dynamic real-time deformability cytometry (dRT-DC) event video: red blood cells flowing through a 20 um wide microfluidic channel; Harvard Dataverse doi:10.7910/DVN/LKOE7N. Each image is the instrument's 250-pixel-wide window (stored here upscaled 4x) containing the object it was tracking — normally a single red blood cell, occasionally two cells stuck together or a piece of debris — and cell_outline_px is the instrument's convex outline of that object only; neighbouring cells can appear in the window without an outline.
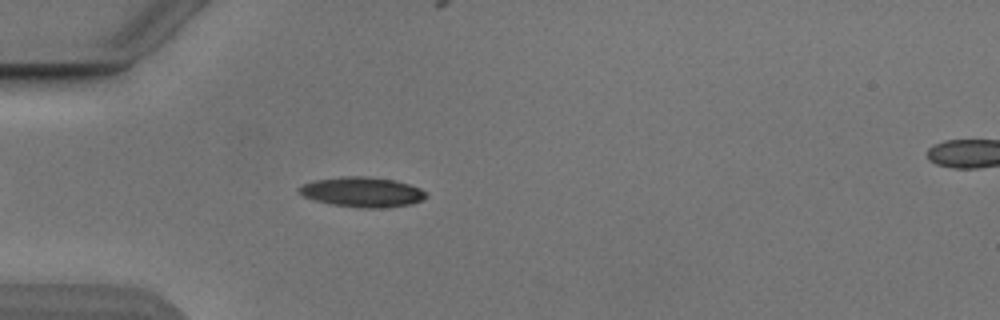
{"species": "Egyptian fruit bat (a non-hibernating species)", "species_latin": "Rousettus aegyptiacus", "temperature_condition": "cold", "stored_images_in_passage": 42, "camera_frame_rate_fps": 3000, "um_per_image_px": 0.085, "animal": {"sex": "male"}, "frame": {"image": 1, "passage_image": 7, "time_ms": 2.0, "image_size_px": [1000, 320], "cell_outline_px": [[428, 196], [424, 200], [412, 204], [384, 208], [364, 208], [332, 204], [316, 200], [304, 196], [296, 188], [304, 184], [316, 180], [344, 176], [364, 176], [392, 180], [408, 184], [420, 188]], "centroid_in_image_um": [30.83, 16.33], "position_along_channel_um": 54.2, "area_um2": 21.96}}
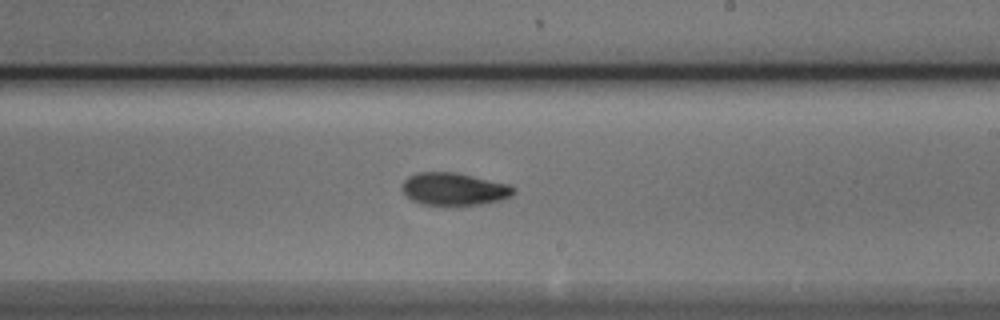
{"frame": {"image": 2, "passage_image": 23, "time_ms": 7.333, "image_size_px": [1000, 320], "cell_outline_px": [[516, 192], [512, 196], [500, 200], [484, 204], [456, 208], [444, 208], [424, 204], [412, 200], [400, 188], [404, 180], [408, 176], [416, 172], [456, 172], [508, 184], [516, 188]], "centroid_in_image_um": [38.6, 16.11], "position_along_channel_um": 250.4, "area_um2": 22.08}}
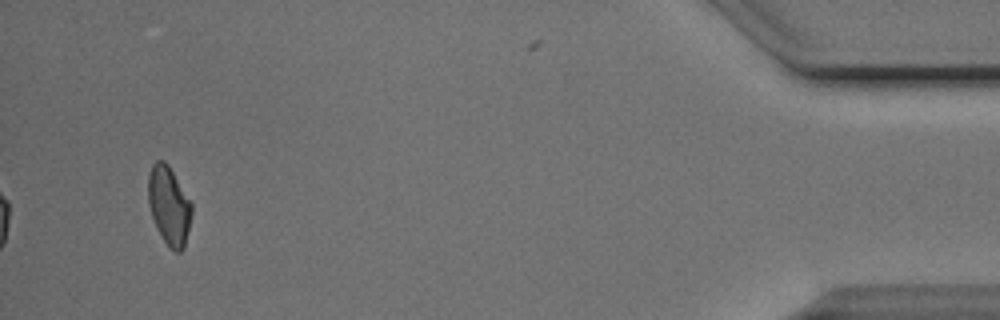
{"frame": {"image": 3, "passage_image": 42, "time_ms": 13.667, "image_size_px": [1000, 320], "cell_outline_px": [[192, 212], [184, 248], [180, 252], [176, 252], [168, 248], [156, 228], [148, 204], [148, 176], [152, 164], [156, 160], [164, 160], [168, 164], [192, 204]], "centroid_in_image_um": [14.35, 17.49], "position_along_channel_um": 420.9, "area_um2": 19.94}, "authors_computed_cell_mechanics": {"area_um2": 20.5479, "velocity_mm_per_s": 3.8727, "shape_relaxation_time_tau1_ms": 3.8639, "shape_relaxation_time_tau2_ms": 4.9179, "deformation_change_tau1": 0.1274, "deformation_change_tau2": 0.1068}}